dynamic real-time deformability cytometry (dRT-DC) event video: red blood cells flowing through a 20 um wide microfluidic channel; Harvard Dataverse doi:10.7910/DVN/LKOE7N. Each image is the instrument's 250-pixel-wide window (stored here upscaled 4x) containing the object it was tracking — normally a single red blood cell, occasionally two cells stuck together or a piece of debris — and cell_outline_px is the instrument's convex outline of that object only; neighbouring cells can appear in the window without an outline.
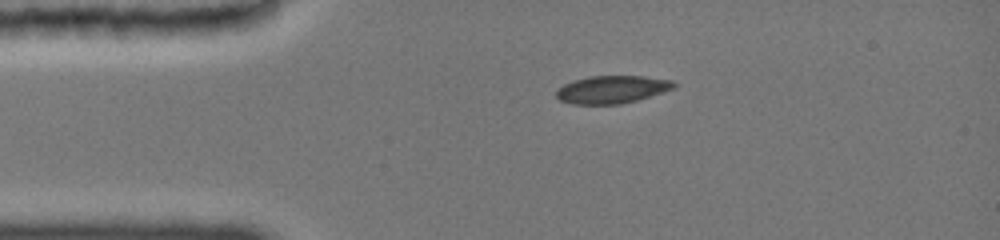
{"species": "common noctule bat (a hibernating species)", "species_latin": "Nyctalus noctula", "temperature_condition": "cold", "stored_images_in_passage": 8, "camera_frame_rate_fps": 3000, "um_per_image_px": 0.085, "animal": {"sex": "female", "body_mass_g": 19.0, "forearm_length_mm": 51.5}, "frame": {"image": 1, "passage_image": 8, "time_ms": 2.667, "image_size_px": [1000, 240], "cell_outline_px": [[676, 88], [664, 92], [636, 100], [620, 104], [572, 104], [560, 100], [556, 96], [556, 88], [572, 80], [588, 76], [644, 76], [672, 80], [676, 84]], "centroid_in_image_um": [52.01, 7.6], "position_along_channel_um": 33.0, "area_um2": 19.13}}